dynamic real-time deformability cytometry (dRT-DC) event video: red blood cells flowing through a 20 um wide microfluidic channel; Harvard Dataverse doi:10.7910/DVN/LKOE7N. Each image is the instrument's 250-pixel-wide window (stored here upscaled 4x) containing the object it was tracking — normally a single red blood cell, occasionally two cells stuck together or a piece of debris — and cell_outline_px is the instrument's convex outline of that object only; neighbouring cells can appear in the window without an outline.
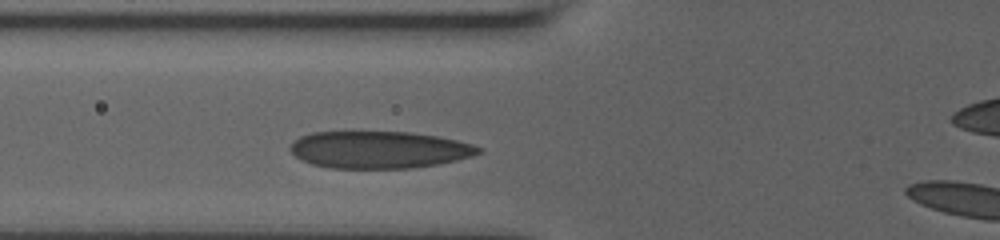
{"species": "human", "species_latin": "Homo sapiens", "temperature_condition": "room temperature", "stored_images_in_passage": 2, "camera_frame_rate_fps": 3000, "um_per_image_px": 0.085, "donor": {"sex": "male"}, "frame": {"image": 1, "passage_image": 2, "time_ms": 0.667, "image_size_px": [1000, 240], "cell_outline_px": [[484, 152], [472, 156], [456, 160], [436, 164], [412, 168], [332, 168], [312, 164], [300, 160], [288, 148], [292, 140], [300, 136], [312, 132], [412, 132], [436, 136], [456, 140], [472, 144], [484, 148]], "centroid_in_image_um": [32.21, 12.72], "position_along_channel_um": 93.6, "area_um2": 40.92}}